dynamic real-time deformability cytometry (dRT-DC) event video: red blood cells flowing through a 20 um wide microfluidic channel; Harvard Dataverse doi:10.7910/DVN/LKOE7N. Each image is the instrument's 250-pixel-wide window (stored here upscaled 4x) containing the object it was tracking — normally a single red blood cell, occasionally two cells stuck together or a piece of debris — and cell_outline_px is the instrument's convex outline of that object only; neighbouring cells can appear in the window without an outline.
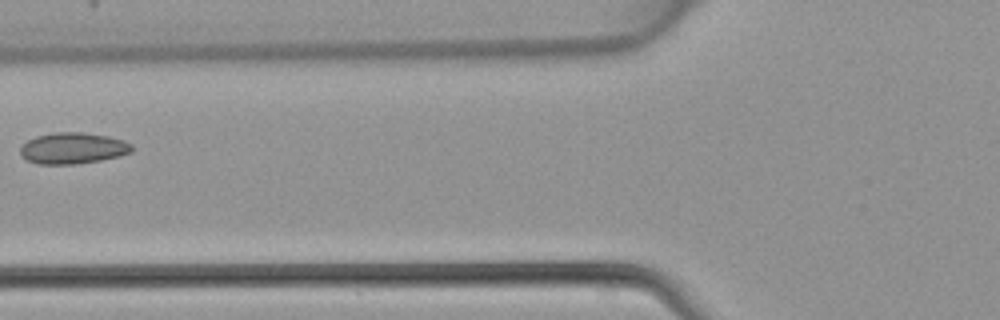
{"species": "common noctule bat (a hibernating species)", "species_latin": "Nyctalus noctula", "temperature_condition": "warm", "stored_images_in_passage": 6, "camera_frame_rate_fps": 3000, "um_per_image_px": 0.085, "animal": {"sex": "female", "body_mass_g": 22.7, "forearm_length_mm": 54.2}, "frame": {"image": 1, "passage_image": 6, "time_ms": 1.667, "image_size_px": [1000, 320], "cell_outline_px": [[132, 152], [120, 156], [100, 160], [76, 164], [36, 164], [28, 160], [20, 152], [20, 148], [28, 140], [36, 136], [56, 132], [80, 132], [108, 136], [124, 140], [132, 144]], "centroid_in_image_um": [6.22, 12.6], "position_along_channel_um": 119.6, "area_um2": 20.23}}